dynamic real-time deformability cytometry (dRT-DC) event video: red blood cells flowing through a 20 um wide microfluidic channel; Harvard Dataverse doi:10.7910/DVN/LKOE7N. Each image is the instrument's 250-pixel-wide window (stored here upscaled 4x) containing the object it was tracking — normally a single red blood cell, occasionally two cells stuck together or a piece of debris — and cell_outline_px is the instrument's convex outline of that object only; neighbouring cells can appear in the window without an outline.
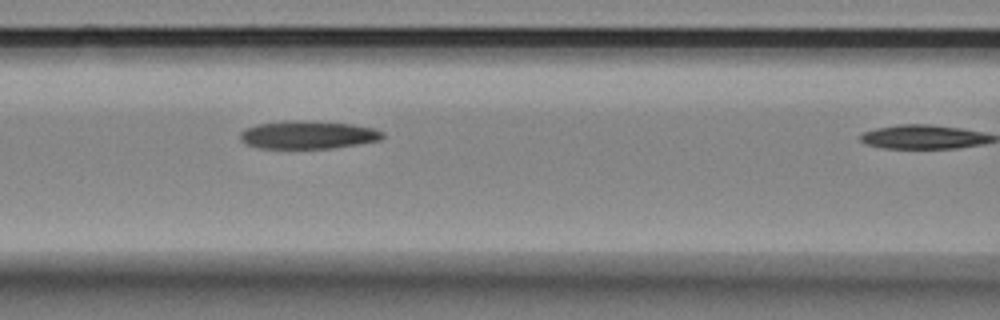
{"species": "Egyptian fruit bat (a non-hibernating species)", "species_latin": "Rousettus aegyptiacus", "temperature_condition": "room temperature", "stored_images_in_passage": 7, "camera_frame_rate_fps": 3000, "um_per_image_px": 0.085, "animal": {"sex": "female"}, "frame": {"image": 1, "passage_image": 6, "time_ms": 5.667, "image_size_px": [1000, 320], "cell_outline_px": [[384, 136], [380, 140], [360, 144], [332, 148], [260, 148], [248, 144], [240, 140], [240, 132], [244, 128], [256, 124], [284, 120], [300, 120], [352, 124], [372, 128], [384, 132]], "centroid_in_image_um": [26.16, 11.45], "position_along_channel_um": 140.4, "area_um2": 23.35}}